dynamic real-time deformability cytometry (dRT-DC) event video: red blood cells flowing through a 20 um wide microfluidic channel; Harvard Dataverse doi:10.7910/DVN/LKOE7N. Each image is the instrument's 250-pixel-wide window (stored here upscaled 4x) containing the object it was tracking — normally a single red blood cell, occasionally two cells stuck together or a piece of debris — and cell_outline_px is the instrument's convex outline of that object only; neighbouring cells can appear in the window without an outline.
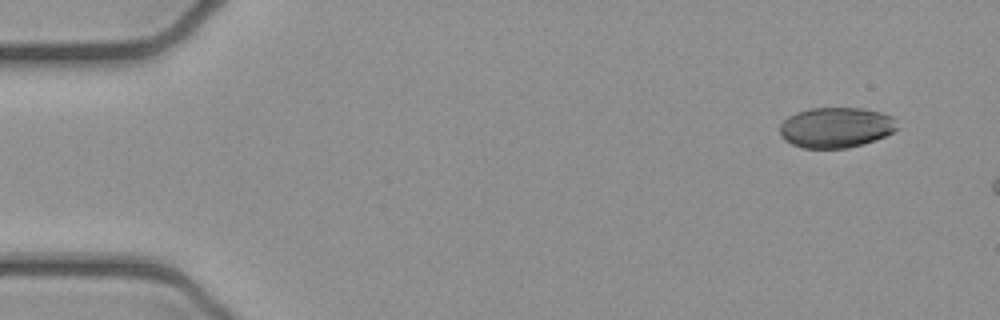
{"species": "common noctule bat (a hibernating species)", "species_latin": "Nyctalus noctula", "temperature_condition": "cold", "stored_images_in_passage": 3, "camera_frame_rate_fps": 3000, "um_per_image_px": 0.085, "animal": {"sex": "female", "body_mass_g": 21.9}, "frame": {"image": 1, "passage_image": 1, "time_ms": 0.0, "image_size_px": [1000, 320], "cell_outline_px": [[900, 128], [884, 136], [864, 144], [848, 148], [804, 148], [792, 144], [784, 140], [780, 136], [780, 124], [788, 116], [796, 112], [808, 108], [864, 108], [880, 112], [892, 116], [896, 120]], "centroid_in_image_um": [71.06, 10.83], "position_along_channel_um": 13.9, "area_um2": 27.92}}